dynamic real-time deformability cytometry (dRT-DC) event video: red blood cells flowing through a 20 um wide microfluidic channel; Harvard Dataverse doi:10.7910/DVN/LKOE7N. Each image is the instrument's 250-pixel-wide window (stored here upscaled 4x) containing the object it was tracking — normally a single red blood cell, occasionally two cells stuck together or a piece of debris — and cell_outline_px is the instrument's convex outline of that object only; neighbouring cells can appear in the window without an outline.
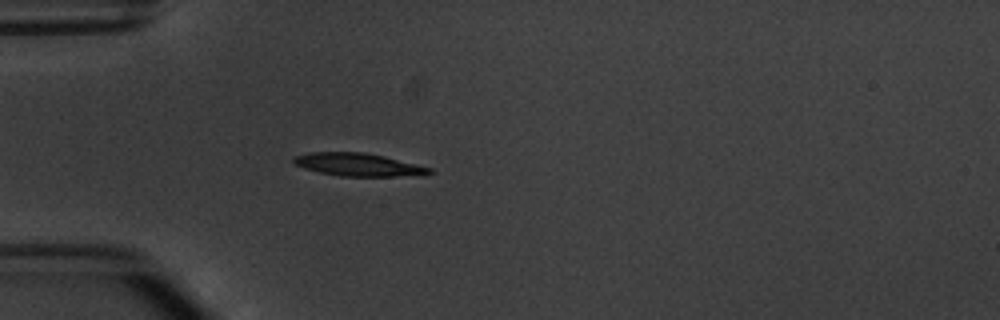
{"species": "common noctule bat (a hibernating species)", "species_latin": "Nyctalus noctula", "temperature_condition": "warm", "stored_images_in_passage": 4, "camera_frame_rate_fps": 3000, "um_per_image_px": 0.085, "animal": {"sex": "male", "body_mass_g": 20.1, "forearm_length_mm": 53.5}, "frame": {"image": 1, "passage_image": 4, "time_ms": 3.667, "image_size_px": [1000, 320], "cell_outline_px": [[436, 172], [424, 176], [340, 176], [320, 172], [304, 168], [296, 164], [292, 160], [292, 156], [308, 152], [364, 152], [384, 156], [432, 168]], "centroid_in_image_um": [30.51, 14.0], "position_along_channel_um": 54.5, "area_um2": 18.32}}